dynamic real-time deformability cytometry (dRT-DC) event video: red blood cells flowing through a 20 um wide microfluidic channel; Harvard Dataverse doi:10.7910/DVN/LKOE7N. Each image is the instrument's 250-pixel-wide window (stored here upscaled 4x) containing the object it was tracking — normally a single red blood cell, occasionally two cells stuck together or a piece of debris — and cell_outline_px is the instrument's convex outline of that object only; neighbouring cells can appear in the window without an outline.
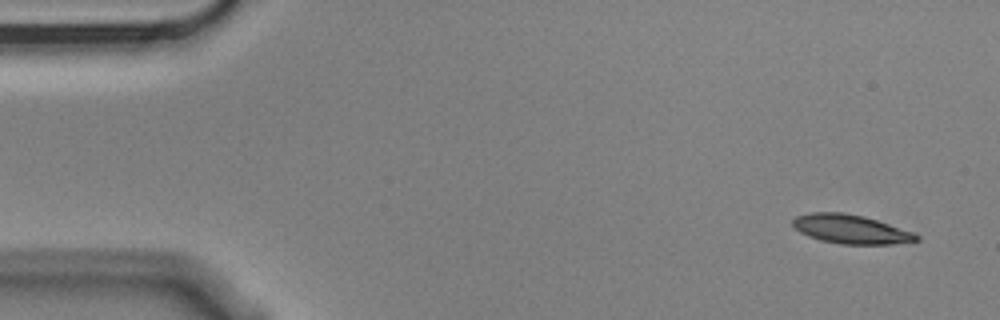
{"species": "Egyptian fruit bat (a non-hibernating species)", "species_latin": "Rousettus aegyptiacus", "temperature_condition": "cold", "stored_images_in_passage": 15, "camera_frame_rate_fps": 3000, "um_per_image_px": 0.085, "animal": {"sex": "male"}, "frame": {"image": 1, "passage_image": 1, "time_ms": 0.0, "image_size_px": [1000, 320], "cell_outline_px": [[920, 240], [892, 244], [840, 244], [820, 240], [808, 236], [800, 232], [792, 224], [792, 220], [796, 216], [812, 212], [844, 212], [864, 216], [912, 232], [920, 236]], "centroid_in_image_um": [72.29, 19.48], "position_along_channel_um": 12.7, "area_um2": 20.75}}
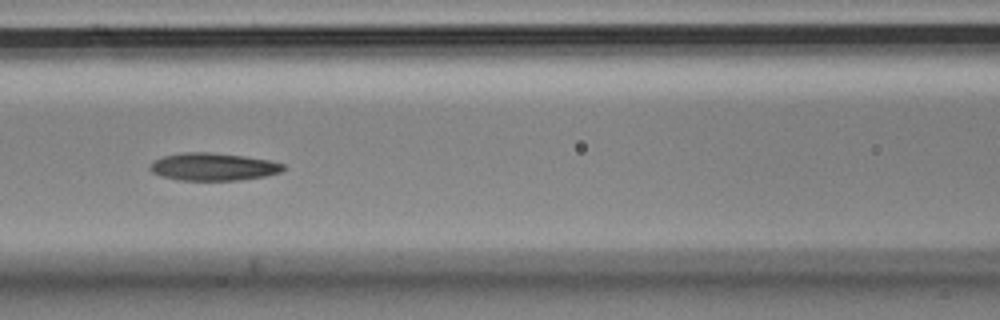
{"frame": {"image": 2, "passage_image": 6, "time_ms": 1.667, "image_size_px": [1000, 320], "cell_outline_px": [[284, 168], [280, 172], [264, 176], [240, 180], [180, 180], [160, 176], [152, 172], [148, 168], [148, 164], [152, 160], [164, 156], [180, 152], [212, 152], [244, 156], [272, 160], [284, 164]], "centroid_in_image_um": [18.08, 14.16], "position_along_channel_um": 148.5, "area_um2": 21.68}}
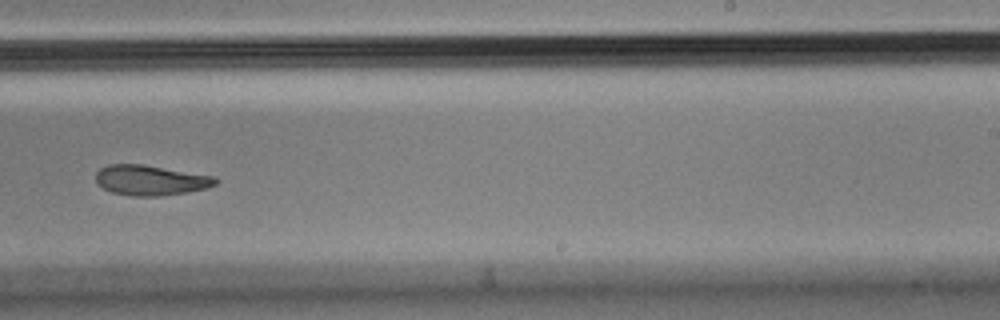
{"frame": {"image": 3, "passage_image": 9, "time_ms": 2.667, "image_size_px": [1000, 320], "cell_outline_px": [[220, 180], [216, 184], [208, 188], [188, 192], [160, 196], [132, 196], [112, 192], [96, 184], [96, 172], [100, 168], [108, 164], [144, 164], [212, 176]], "centroid_in_image_um": [12.79, 15.32], "position_along_channel_um": 276.2, "area_um2": 21.15}}